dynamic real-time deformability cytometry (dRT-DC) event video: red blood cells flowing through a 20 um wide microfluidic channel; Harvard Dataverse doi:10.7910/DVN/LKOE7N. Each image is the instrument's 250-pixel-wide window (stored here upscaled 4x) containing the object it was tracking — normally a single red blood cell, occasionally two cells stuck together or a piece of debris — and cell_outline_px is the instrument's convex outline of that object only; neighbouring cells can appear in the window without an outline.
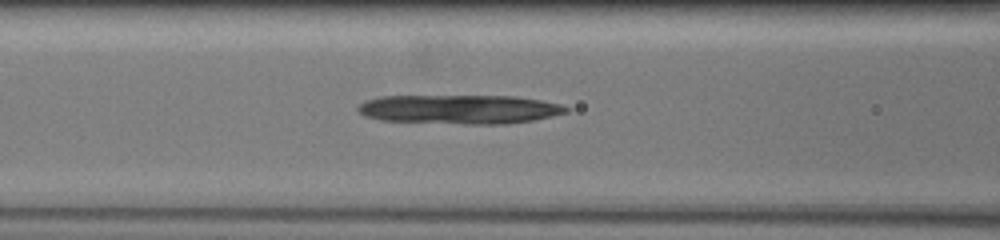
{"species": "common noctule bat (a hibernating species)", "species_latin": "Nyctalus noctula", "temperature_condition": "warm", "stored_images_in_passage": 33, "camera_frame_rate_fps": 3000, "um_per_image_px": 0.085, "animal": {"sex": "female", "body_mass_g": 19.5, "forearm_length_mm": 54.1}, "frame": {"image": 1, "passage_image": 18, "time_ms": 4.667, "image_size_px": [1000, 240], "cell_outline_px": [[568, 112], [552, 116], [532, 120], [508, 124], [464, 124], [380, 120], [364, 116], [356, 108], [360, 104], [368, 100], [384, 96], [512, 96], [540, 100], [560, 104], [568, 108]], "centroid_in_image_um": [39.06, 9.29], "position_along_channel_um": 127.5, "area_um2": 35.2}}
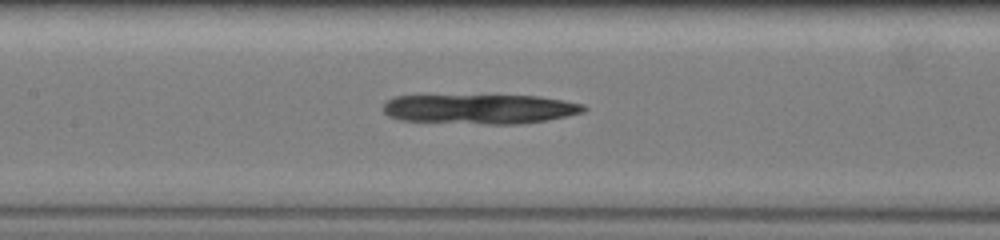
{"frame": {"image": 2, "passage_image": 21, "time_ms": 5.667, "image_size_px": [1000, 240], "cell_outline_px": [[588, 108], [584, 112], [548, 120], [520, 124], [484, 124], [400, 120], [388, 116], [384, 112], [384, 104], [388, 100], [396, 96], [536, 96], [584, 104]], "centroid_in_image_um": [40.81, 9.28], "position_along_channel_um": 166.6, "area_um2": 34.39}}
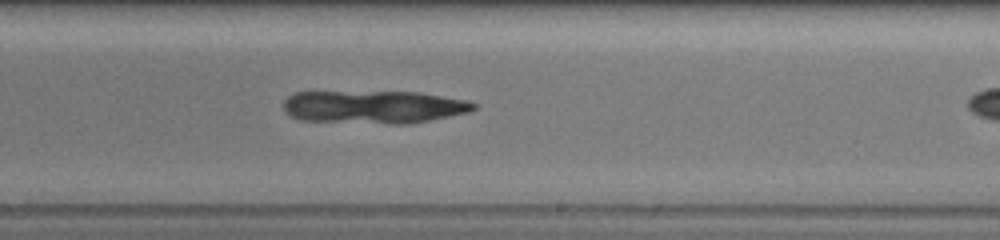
{"frame": {"image": 3, "passage_image": 28, "time_ms": 8.0, "image_size_px": [1000, 240], "cell_outline_px": [[476, 108], [468, 112], [408, 124], [388, 124], [300, 120], [292, 116], [284, 108], [284, 100], [288, 96], [296, 92], [420, 92], [464, 100], [476, 104]], "centroid_in_image_um": [31.75, 9.09], "position_along_channel_um": 257.2, "area_um2": 36.24}}